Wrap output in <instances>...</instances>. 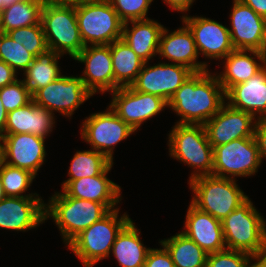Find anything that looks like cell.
I'll use <instances>...</instances> for the list:
<instances>
[{
    "label": "cell",
    "instance_id": "ab89813d",
    "mask_svg": "<svg viewBox=\"0 0 266 267\" xmlns=\"http://www.w3.org/2000/svg\"><path fill=\"white\" fill-rule=\"evenodd\" d=\"M254 137L258 145L261 163L264 158H266V119L257 120Z\"/></svg>",
    "mask_w": 266,
    "mask_h": 267
},
{
    "label": "cell",
    "instance_id": "681fc988",
    "mask_svg": "<svg viewBox=\"0 0 266 267\" xmlns=\"http://www.w3.org/2000/svg\"><path fill=\"white\" fill-rule=\"evenodd\" d=\"M5 193H4V190H3V187H2V184H1V180H0V201L5 198Z\"/></svg>",
    "mask_w": 266,
    "mask_h": 267
},
{
    "label": "cell",
    "instance_id": "ee69618b",
    "mask_svg": "<svg viewBox=\"0 0 266 267\" xmlns=\"http://www.w3.org/2000/svg\"><path fill=\"white\" fill-rule=\"evenodd\" d=\"M46 3L55 4V5H64L70 7H77L84 5L88 2H92L94 0H44Z\"/></svg>",
    "mask_w": 266,
    "mask_h": 267
},
{
    "label": "cell",
    "instance_id": "4dcf8cb0",
    "mask_svg": "<svg viewBox=\"0 0 266 267\" xmlns=\"http://www.w3.org/2000/svg\"><path fill=\"white\" fill-rule=\"evenodd\" d=\"M44 0H19L3 9L4 33L41 23Z\"/></svg>",
    "mask_w": 266,
    "mask_h": 267
},
{
    "label": "cell",
    "instance_id": "484cf974",
    "mask_svg": "<svg viewBox=\"0 0 266 267\" xmlns=\"http://www.w3.org/2000/svg\"><path fill=\"white\" fill-rule=\"evenodd\" d=\"M163 28L164 25L150 18L128 21L123 25L122 39L141 59L149 62L158 54Z\"/></svg>",
    "mask_w": 266,
    "mask_h": 267
},
{
    "label": "cell",
    "instance_id": "60d3db41",
    "mask_svg": "<svg viewBox=\"0 0 266 267\" xmlns=\"http://www.w3.org/2000/svg\"><path fill=\"white\" fill-rule=\"evenodd\" d=\"M17 72L0 60V88L14 83L18 78Z\"/></svg>",
    "mask_w": 266,
    "mask_h": 267
},
{
    "label": "cell",
    "instance_id": "4316f807",
    "mask_svg": "<svg viewBox=\"0 0 266 267\" xmlns=\"http://www.w3.org/2000/svg\"><path fill=\"white\" fill-rule=\"evenodd\" d=\"M131 219L118 233L111 252L121 267H144L150 247L144 246L140 232Z\"/></svg>",
    "mask_w": 266,
    "mask_h": 267
},
{
    "label": "cell",
    "instance_id": "b9f144b4",
    "mask_svg": "<svg viewBox=\"0 0 266 267\" xmlns=\"http://www.w3.org/2000/svg\"><path fill=\"white\" fill-rule=\"evenodd\" d=\"M163 2L167 4L171 10L187 15L186 12L190 10L195 0H163Z\"/></svg>",
    "mask_w": 266,
    "mask_h": 267
},
{
    "label": "cell",
    "instance_id": "7402d4cb",
    "mask_svg": "<svg viewBox=\"0 0 266 267\" xmlns=\"http://www.w3.org/2000/svg\"><path fill=\"white\" fill-rule=\"evenodd\" d=\"M184 223V230L181 232L198 244L207 254L226 249L222 222L209 213L197 209L190 203Z\"/></svg>",
    "mask_w": 266,
    "mask_h": 267
},
{
    "label": "cell",
    "instance_id": "ffe728a7",
    "mask_svg": "<svg viewBox=\"0 0 266 267\" xmlns=\"http://www.w3.org/2000/svg\"><path fill=\"white\" fill-rule=\"evenodd\" d=\"M183 26L169 32L164 27L160 36L158 55L170 63L183 65L194 73L208 70L209 62H201L199 53L194 42V36L189 27L182 22ZM208 63V64H207Z\"/></svg>",
    "mask_w": 266,
    "mask_h": 267
},
{
    "label": "cell",
    "instance_id": "7dc6e473",
    "mask_svg": "<svg viewBox=\"0 0 266 267\" xmlns=\"http://www.w3.org/2000/svg\"><path fill=\"white\" fill-rule=\"evenodd\" d=\"M18 1L19 0H0V10L7 8V7L15 4Z\"/></svg>",
    "mask_w": 266,
    "mask_h": 267
},
{
    "label": "cell",
    "instance_id": "6da1fadb",
    "mask_svg": "<svg viewBox=\"0 0 266 267\" xmlns=\"http://www.w3.org/2000/svg\"><path fill=\"white\" fill-rule=\"evenodd\" d=\"M226 102L225 92L210 70L193 73L167 102L181 118L178 124L204 125Z\"/></svg>",
    "mask_w": 266,
    "mask_h": 267
},
{
    "label": "cell",
    "instance_id": "c3c4849f",
    "mask_svg": "<svg viewBox=\"0 0 266 267\" xmlns=\"http://www.w3.org/2000/svg\"><path fill=\"white\" fill-rule=\"evenodd\" d=\"M4 33V27H3V10H0V35Z\"/></svg>",
    "mask_w": 266,
    "mask_h": 267
},
{
    "label": "cell",
    "instance_id": "d6a6232c",
    "mask_svg": "<svg viewBox=\"0 0 266 267\" xmlns=\"http://www.w3.org/2000/svg\"><path fill=\"white\" fill-rule=\"evenodd\" d=\"M36 178L30 171L0 162V180L6 197H39L37 193H26Z\"/></svg>",
    "mask_w": 266,
    "mask_h": 267
},
{
    "label": "cell",
    "instance_id": "5b68a950",
    "mask_svg": "<svg viewBox=\"0 0 266 267\" xmlns=\"http://www.w3.org/2000/svg\"><path fill=\"white\" fill-rule=\"evenodd\" d=\"M237 181L213 175L194 178L188 183L194 194L189 203L222 222L249 198Z\"/></svg>",
    "mask_w": 266,
    "mask_h": 267
},
{
    "label": "cell",
    "instance_id": "8992f818",
    "mask_svg": "<svg viewBox=\"0 0 266 267\" xmlns=\"http://www.w3.org/2000/svg\"><path fill=\"white\" fill-rule=\"evenodd\" d=\"M119 211V206L111 210L67 245V248L79 258L84 267H93L101 260L110 257L116 236L131 220L126 212L119 217Z\"/></svg>",
    "mask_w": 266,
    "mask_h": 267
},
{
    "label": "cell",
    "instance_id": "ba28073f",
    "mask_svg": "<svg viewBox=\"0 0 266 267\" xmlns=\"http://www.w3.org/2000/svg\"><path fill=\"white\" fill-rule=\"evenodd\" d=\"M75 13L85 46L109 45L122 39L124 22L108 0H94L77 6Z\"/></svg>",
    "mask_w": 266,
    "mask_h": 267
},
{
    "label": "cell",
    "instance_id": "277c9868",
    "mask_svg": "<svg viewBox=\"0 0 266 267\" xmlns=\"http://www.w3.org/2000/svg\"><path fill=\"white\" fill-rule=\"evenodd\" d=\"M222 230L227 249L251 256L266 249V219L250 198L222 221Z\"/></svg>",
    "mask_w": 266,
    "mask_h": 267
},
{
    "label": "cell",
    "instance_id": "f35d334b",
    "mask_svg": "<svg viewBox=\"0 0 266 267\" xmlns=\"http://www.w3.org/2000/svg\"><path fill=\"white\" fill-rule=\"evenodd\" d=\"M161 248H151L147 254L144 267H176L170 253L162 245Z\"/></svg>",
    "mask_w": 266,
    "mask_h": 267
},
{
    "label": "cell",
    "instance_id": "4fadbf2b",
    "mask_svg": "<svg viewBox=\"0 0 266 267\" xmlns=\"http://www.w3.org/2000/svg\"><path fill=\"white\" fill-rule=\"evenodd\" d=\"M194 72L179 64L145 62L136 80L130 85L138 92L153 94L166 102Z\"/></svg>",
    "mask_w": 266,
    "mask_h": 267
},
{
    "label": "cell",
    "instance_id": "83f0119b",
    "mask_svg": "<svg viewBox=\"0 0 266 267\" xmlns=\"http://www.w3.org/2000/svg\"><path fill=\"white\" fill-rule=\"evenodd\" d=\"M110 52L114 73V91L119 87L130 86L136 80L145 61L123 39L112 42Z\"/></svg>",
    "mask_w": 266,
    "mask_h": 267
},
{
    "label": "cell",
    "instance_id": "d4e9b609",
    "mask_svg": "<svg viewBox=\"0 0 266 267\" xmlns=\"http://www.w3.org/2000/svg\"><path fill=\"white\" fill-rule=\"evenodd\" d=\"M54 115L32 100L26 106L8 112L4 135L29 133L46 139L55 126Z\"/></svg>",
    "mask_w": 266,
    "mask_h": 267
},
{
    "label": "cell",
    "instance_id": "44dd1931",
    "mask_svg": "<svg viewBox=\"0 0 266 267\" xmlns=\"http://www.w3.org/2000/svg\"><path fill=\"white\" fill-rule=\"evenodd\" d=\"M113 164L99 175L73 180L61 190L66 196L102 203L110 211L117 209L122 200L121 187L107 177Z\"/></svg>",
    "mask_w": 266,
    "mask_h": 267
},
{
    "label": "cell",
    "instance_id": "836d02e7",
    "mask_svg": "<svg viewBox=\"0 0 266 267\" xmlns=\"http://www.w3.org/2000/svg\"><path fill=\"white\" fill-rule=\"evenodd\" d=\"M35 56L28 52L22 44L14 41L7 33L0 35V60L8 64L17 73L23 72L33 62Z\"/></svg>",
    "mask_w": 266,
    "mask_h": 267
},
{
    "label": "cell",
    "instance_id": "8fae6325",
    "mask_svg": "<svg viewBox=\"0 0 266 267\" xmlns=\"http://www.w3.org/2000/svg\"><path fill=\"white\" fill-rule=\"evenodd\" d=\"M94 95L85 87L79 76L61 75L47 86L37 90L32 100L54 114L72 117L75 110Z\"/></svg>",
    "mask_w": 266,
    "mask_h": 267
},
{
    "label": "cell",
    "instance_id": "9a60e30c",
    "mask_svg": "<svg viewBox=\"0 0 266 267\" xmlns=\"http://www.w3.org/2000/svg\"><path fill=\"white\" fill-rule=\"evenodd\" d=\"M184 22L194 36L199 55L210 60H222L234 50L229 27L214 19L182 15Z\"/></svg>",
    "mask_w": 266,
    "mask_h": 267
},
{
    "label": "cell",
    "instance_id": "7c38bea8",
    "mask_svg": "<svg viewBox=\"0 0 266 267\" xmlns=\"http://www.w3.org/2000/svg\"><path fill=\"white\" fill-rule=\"evenodd\" d=\"M111 109L136 132L148 119L166 109L167 102L156 95L138 92L131 86L110 92Z\"/></svg>",
    "mask_w": 266,
    "mask_h": 267
},
{
    "label": "cell",
    "instance_id": "7a4b0ae2",
    "mask_svg": "<svg viewBox=\"0 0 266 267\" xmlns=\"http://www.w3.org/2000/svg\"><path fill=\"white\" fill-rule=\"evenodd\" d=\"M110 210L102 203L54 192L45 203V220L52 219L68 245L77 235L101 220Z\"/></svg>",
    "mask_w": 266,
    "mask_h": 267
},
{
    "label": "cell",
    "instance_id": "30bf717a",
    "mask_svg": "<svg viewBox=\"0 0 266 267\" xmlns=\"http://www.w3.org/2000/svg\"><path fill=\"white\" fill-rule=\"evenodd\" d=\"M81 138L114 163V148L136 131L126 124L110 106L103 112L92 113L82 122Z\"/></svg>",
    "mask_w": 266,
    "mask_h": 267
},
{
    "label": "cell",
    "instance_id": "2e32d148",
    "mask_svg": "<svg viewBox=\"0 0 266 267\" xmlns=\"http://www.w3.org/2000/svg\"><path fill=\"white\" fill-rule=\"evenodd\" d=\"M256 122L250 113L235 109L225 102L204 127L209 143L214 148L235 139L253 137Z\"/></svg>",
    "mask_w": 266,
    "mask_h": 267
},
{
    "label": "cell",
    "instance_id": "74e56055",
    "mask_svg": "<svg viewBox=\"0 0 266 267\" xmlns=\"http://www.w3.org/2000/svg\"><path fill=\"white\" fill-rule=\"evenodd\" d=\"M205 267H252V256L246 252L226 248L208 254Z\"/></svg>",
    "mask_w": 266,
    "mask_h": 267
},
{
    "label": "cell",
    "instance_id": "cb8c5ba5",
    "mask_svg": "<svg viewBox=\"0 0 266 267\" xmlns=\"http://www.w3.org/2000/svg\"><path fill=\"white\" fill-rule=\"evenodd\" d=\"M225 98L231 107L250 113L256 120L266 119V66L246 82L232 86Z\"/></svg>",
    "mask_w": 266,
    "mask_h": 267
},
{
    "label": "cell",
    "instance_id": "f6af8a7d",
    "mask_svg": "<svg viewBox=\"0 0 266 267\" xmlns=\"http://www.w3.org/2000/svg\"><path fill=\"white\" fill-rule=\"evenodd\" d=\"M8 112L5 110L0 98V138L5 134Z\"/></svg>",
    "mask_w": 266,
    "mask_h": 267
},
{
    "label": "cell",
    "instance_id": "ac0fdd59",
    "mask_svg": "<svg viewBox=\"0 0 266 267\" xmlns=\"http://www.w3.org/2000/svg\"><path fill=\"white\" fill-rule=\"evenodd\" d=\"M74 60L85 65L80 77L93 95L114 91L110 44L85 46Z\"/></svg>",
    "mask_w": 266,
    "mask_h": 267
},
{
    "label": "cell",
    "instance_id": "e0dca14e",
    "mask_svg": "<svg viewBox=\"0 0 266 267\" xmlns=\"http://www.w3.org/2000/svg\"><path fill=\"white\" fill-rule=\"evenodd\" d=\"M45 138L29 134H9L1 137L2 161L30 171L35 176L44 164L47 152Z\"/></svg>",
    "mask_w": 266,
    "mask_h": 267
},
{
    "label": "cell",
    "instance_id": "8d00e7d4",
    "mask_svg": "<svg viewBox=\"0 0 266 267\" xmlns=\"http://www.w3.org/2000/svg\"><path fill=\"white\" fill-rule=\"evenodd\" d=\"M119 18L125 23L149 19L147 13L154 0H108Z\"/></svg>",
    "mask_w": 266,
    "mask_h": 267
},
{
    "label": "cell",
    "instance_id": "d6986e66",
    "mask_svg": "<svg viewBox=\"0 0 266 267\" xmlns=\"http://www.w3.org/2000/svg\"><path fill=\"white\" fill-rule=\"evenodd\" d=\"M42 197H5L0 201V228L23 231L45 223Z\"/></svg>",
    "mask_w": 266,
    "mask_h": 267
},
{
    "label": "cell",
    "instance_id": "d590c367",
    "mask_svg": "<svg viewBox=\"0 0 266 267\" xmlns=\"http://www.w3.org/2000/svg\"><path fill=\"white\" fill-rule=\"evenodd\" d=\"M0 98L7 112L26 106L32 101V95L21 79L0 88Z\"/></svg>",
    "mask_w": 266,
    "mask_h": 267
},
{
    "label": "cell",
    "instance_id": "1f68e13d",
    "mask_svg": "<svg viewBox=\"0 0 266 267\" xmlns=\"http://www.w3.org/2000/svg\"><path fill=\"white\" fill-rule=\"evenodd\" d=\"M111 164L105 155L96 150L76 151L68 169L69 178L62 182V189L73 180L99 175Z\"/></svg>",
    "mask_w": 266,
    "mask_h": 267
},
{
    "label": "cell",
    "instance_id": "e575fe53",
    "mask_svg": "<svg viewBox=\"0 0 266 267\" xmlns=\"http://www.w3.org/2000/svg\"><path fill=\"white\" fill-rule=\"evenodd\" d=\"M7 34L14 40L18 41L24 48L35 57L48 49L42 24L21 27L11 30Z\"/></svg>",
    "mask_w": 266,
    "mask_h": 267
},
{
    "label": "cell",
    "instance_id": "f907efd6",
    "mask_svg": "<svg viewBox=\"0 0 266 267\" xmlns=\"http://www.w3.org/2000/svg\"><path fill=\"white\" fill-rule=\"evenodd\" d=\"M2 160V156H1V138H0V162Z\"/></svg>",
    "mask_w": 266,
    "mask_h": 267
},
{
    "label": "cell",
    "instance_id": "9c48e42d",
    "mask_svg": "<svg viewBox=\"0 0 266 267\" xmlns=\"http://www.w3.org/2000/svg\"><path fill=\"white\" fill-rule=\"evenodd\" d=\"M260 166V153L254 136L213 148V176L231 179L249 177L256 175Z\"/></svg>",
    "mask_w": 266,
    "mask_h": 267
},
{
    "label": "cell",
    "instance_id": "3957f363",
    "mask_svg": "<svg viewBox=\"0 0 266 267\" xmlns=\"http://www.w3.org/2000/svg\"><path fill=\"white\" fill-rule=\"evenodd\" d=\"M168 136L169 156L193 169L189 180L212 175L213 147L204 125L178 124L171 127Z\"/></svg>",
    "mask_w": 266,
    "mask_h": 267
},
{
    "label": "cell",
    "instance_id": "bcb514c9",
    "mask_svg": "<svg viewBox=\"0 0 266 267\" xmlns=\"http://www.w3.org/2000/svg\"><path fill=\"white\" fill-rule=\"evenodd\" d=\"M252 267H266V249L257 255L252 256Z\"/></svg>",
    "mask_w": 266,
    "mask_h": 267
},
{
    "label": "cell",
    "instance_id": "f1b7e54d",
    "mask_svg": "<svg viewBox=\"0 0 266 267\" xmlns=\"http://www.w3.org/2000/svg\"><path fill=\"white\" fill-rule=\"evenodd\" d=\"M61 57L63 56L51 49H47L35 57L33 62L24 71L23 76L25 77L22 79L31 95L62 75V70L58 66V60Z\"/></svg>",
    "mask_w": 266,
    "mask_h": 267
},
{
    "label": "cell",
    "instance_id": "5bb4252c",
    "mask_svg": "<svg viewBox=\"0 0 266 267\" xmlns=\"http://www.w3.org/2000/svg\"><path fill=\"white\" fill-rule=\"evenodd\" d=\"M232 4L228 30L234 49L266 53V19L240 0Z\"/></svg>",
    "mask_w": 266,
    "mask_h": 267
},
{
    "label": "cell",
    "instance_id": "f546056e",
    "mask_svg": "<svg viewBox=\"0 0 266 267\" xmlns=\"http://www.w3.org/2000/svg\"><path fill=\"white\" fill-rule=\"evenodd\" d=\"M170 253L176 267H205L208 254L192 239L179 232L170 238L160 240Z\"/></svg>",
    "mask_w": 266,
    "mask_h": 267
},
{
    "label": "cell",
    "instance_id": "603a6c76",
    "mask_svg": "<svg viewBox=\"0 0 266 267\" xmlns=\"http://www.w3.org/2000/svg\"><path fill=\"white\" fill-rule=\"evenodd\" d=\"M223 62L224 70L214 74L226 93L232 86L244 83L260 72L266 66V53L234 49Z\"/></svg>",
    "mask_w": 266,
    "mask_h": 267
},
{
    "label": "cell",
    "instance_id": "7bdbcfd3",
    "mask_svg": "<svg viewBox=\"0 0 266 267\" xmlns=\"http://www.w3.org/2000/svg\"><path fill=\"white\" fill-rule=\"evenodd\" d=\"M248 5L259 16L266 19V0H240Z\"/></svg>",
    "mask_w": 266,
    "mask_h": 267
},
{
    "label": "cell",
    "instance_id": "52a82bcc",
    "mask_svg": "<svg viewBox=\"0 0 266 267\" xmlns=\"http://www.w3.org/2000/svg\"><path fill=\"white\" fill-rule=\"evenodd\" d=\"M41 24L48 49L74 59L85 47L79 31L75 7L44 3Z\"/></svg>",
    "mask_w": 266,
    "mask_h": 267
}]
</instances>
